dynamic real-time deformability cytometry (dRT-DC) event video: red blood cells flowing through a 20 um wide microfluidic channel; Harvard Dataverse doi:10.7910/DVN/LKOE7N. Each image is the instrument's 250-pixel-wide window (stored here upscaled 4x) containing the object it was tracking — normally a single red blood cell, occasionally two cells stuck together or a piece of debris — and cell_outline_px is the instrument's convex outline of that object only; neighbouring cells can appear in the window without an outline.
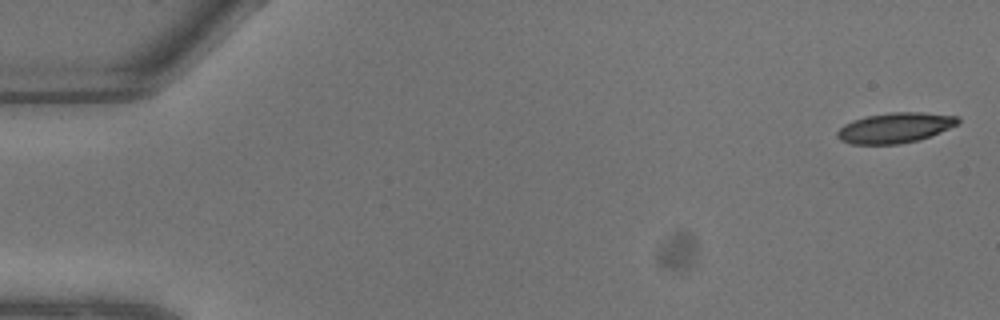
{"species": "common noctule bat (a hibernating species)", "species_latin": "Nyctalus noctula", "temperature_condition": "warm", "stored_images_in_passage": 10, "camera_frame_rate_fps": 3000, "um_per_image_px": 0.085, "animal": {"sex": "male", "body_mass_g": 13.3}, "frame": {"image": 1, "passage_image": 1, "time_ms": 0.0, "image_size_px": [1000, 320], "cell_outline_px": [[960, 124], [920, 140], [900, 144], [852, 144], [840, 140], [836, 136], [836, 132], [844, 124], [852, 120], [864, 116], [892, 112], [920, 112], [956, 116], [960, 120]], "centroid_in_image_um": [76.07, 10.86], "position_along_channel_um": 8.9, "area_um2": 21.44}}
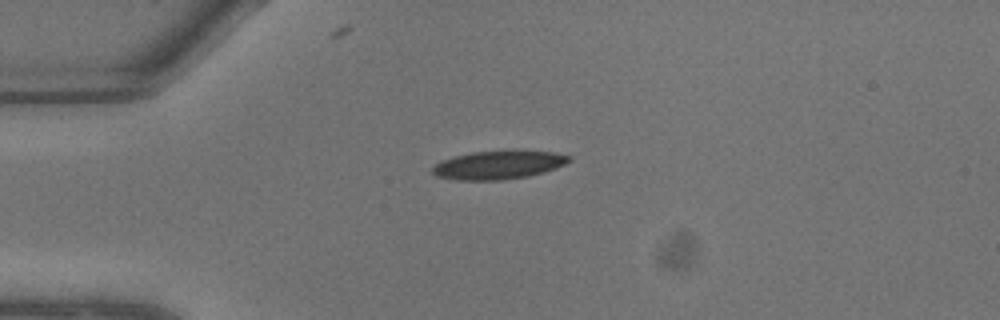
{"frame": {"image": 2, "passage_image": 6, "time_ms": 1.667, "image_size_px": [1000, 320], "cell_outline_px": [[572, 160], [556, 168], [544, 172], [528, 176], [500, 180], [456, 180], [436, 176], [432, 172], [432, 168], [436, 164], [444, 160], [456, 156], [472, 152], [512, 148], [552, 152], [572, 156]], "centroid_in_image_um": [42.43, 13.98], "position_along_channel_um": 42.6, "area_um2": 23.18}}
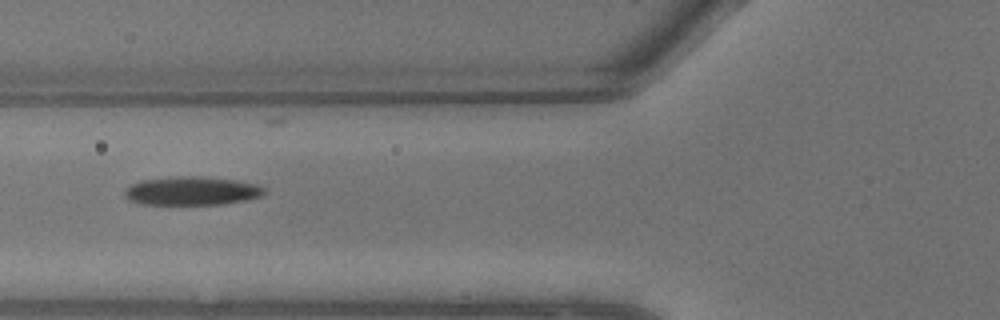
{"frame": {"image": 3, "passage_image": 9, "time_ms": 2.667, "image_size_px": [1000, 320], "cell_outline_px": [[268, 188], [260, 196], [248, 200], [220, 204], [140, 204], [128, 200], [124, 196], [124, 188], [140, 180], [176, 176], [204, 176], [236, 180], [256, 184]], "centroid_in_image_um": [16.28, 16.22], "position_along_channel_um": 109.5, "area_um2": 23.52}}